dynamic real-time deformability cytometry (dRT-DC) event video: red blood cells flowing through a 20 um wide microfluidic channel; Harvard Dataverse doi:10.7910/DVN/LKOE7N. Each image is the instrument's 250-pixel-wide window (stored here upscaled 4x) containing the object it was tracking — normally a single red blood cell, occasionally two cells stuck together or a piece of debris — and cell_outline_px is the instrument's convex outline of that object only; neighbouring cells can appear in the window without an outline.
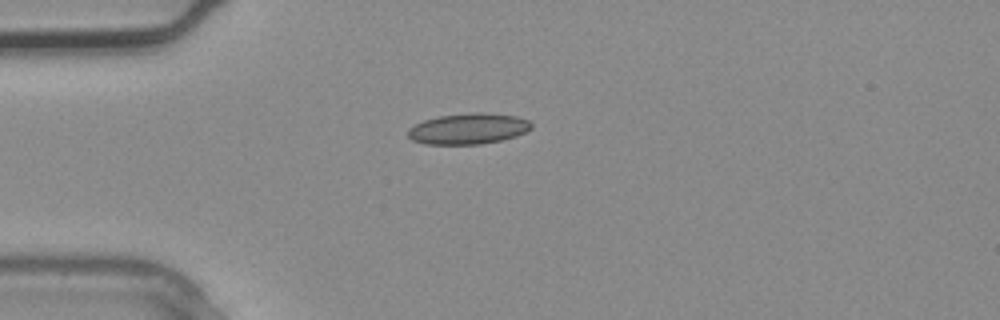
{"species": "common noctule bat (a hibernating species)", "species_latin": "Nyctalus noctula", "temperature_condition": "warm", "stored_images_in_passage": 2, "camera_frame_rate_fps": 3000, "um_per_image_px": 0.085, "animal": {"sex": "male", "body_mass_g": 20.4}, "frame": {"image": 1, "passage_image": 2, "time_ms": 0.333, "image_size_px": [1000, 320], "cell_outline_px": [[532, 128], [516, 136], [504, 140], [480, 144], [424, 144], [412, 140], [408, 136], [408, 128], [424, 120], [440, 116], [472, 112], [480, 112], [516, 116], [528, 120], [532, 124]], "centroid_in_image_um": [39.81, 10.94], "position_along_channel_um": 45.2, "area_um2": 22.2}}